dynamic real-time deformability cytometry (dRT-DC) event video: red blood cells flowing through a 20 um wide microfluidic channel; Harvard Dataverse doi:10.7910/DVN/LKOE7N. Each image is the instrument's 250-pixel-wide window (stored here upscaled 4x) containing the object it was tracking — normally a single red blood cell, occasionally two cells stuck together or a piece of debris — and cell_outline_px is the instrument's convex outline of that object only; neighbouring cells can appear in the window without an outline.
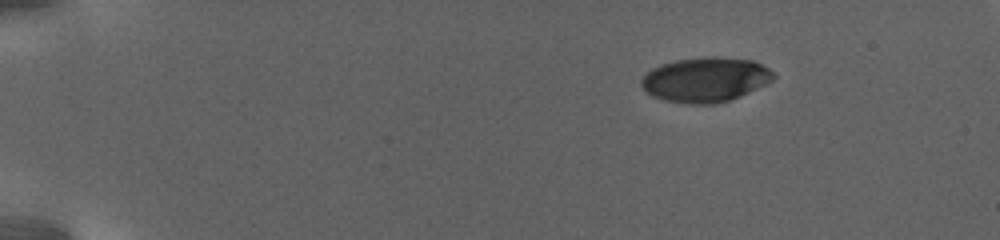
{"species": "human", "species_latin": "Homo sapiens", "temperature_condition": "warm", "stored_images_in_passage": 17, "segment_of_instrument_passage": [2, 2], "camera_frame_rate_fps": 3000, "um_per_image_px": 0.085, "donor": {"sex": "female"}, "frame": {"image": 1, "passage_image": 17, "time_ms": 8.333, "image_size_px": [1000, 240], "cell_outline_px": [[776, 76], [772, 80], [748, 92], [728, 100], [716, 104], [688, 104], [664, 100], [652, 96], [640, 84], [640, 80], [652, 68], [660, 64], [676, 60], [712, 56], [716, 56], [752, 60], [768, 68]], "centroid_in_image_um": [59.93, 6.76], "position_along_channel_um": 25.1, "area_um2": 34.16}}